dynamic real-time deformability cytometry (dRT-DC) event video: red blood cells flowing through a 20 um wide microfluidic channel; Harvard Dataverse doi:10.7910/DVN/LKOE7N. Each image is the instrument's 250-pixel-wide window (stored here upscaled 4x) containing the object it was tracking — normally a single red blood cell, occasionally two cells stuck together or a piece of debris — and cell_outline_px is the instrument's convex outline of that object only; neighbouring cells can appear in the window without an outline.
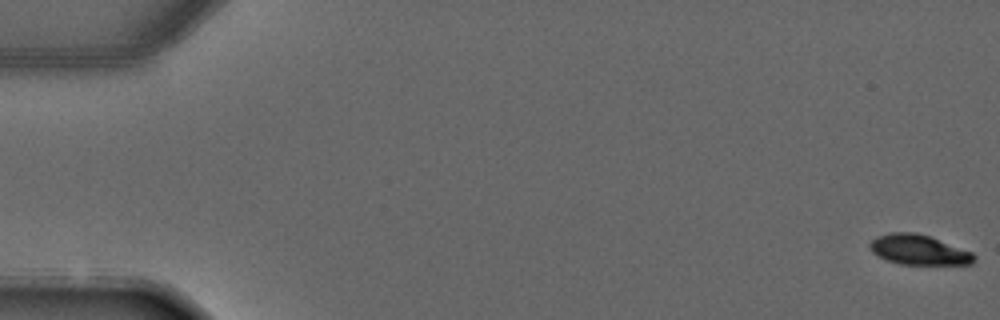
{"species": "common noctule bat (a hibernating species)", "species_latin": "Nyctalus noctula", "temperature_condition": "warm", "stored_images_in_passage": 4, "camera_frame_rate_fps": 3000, "um_per_image_px": 0.085, "animal": {"sex": "male", "forearm_length_mm": 52.5}, "frame": {"image": 1, "passage_image": 1, "time_ms": 0.0, "image_size_px": [1000, 320], "cell_outline_px": [[976, 260], [972, 264], [900, 264], [888, 260], [872, 252], [868, 244], [876, 236], [892, 232], [916, 232], [928, 236], [972, 252], [976, 256]], "centroid_in_image_um": [78.09, 21.23], "position_along_channel_um": 6.9, "area_um2": 18.03}}
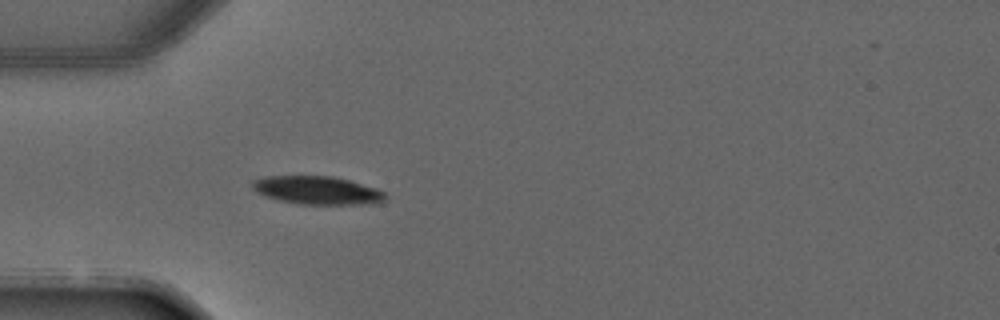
{"frame": {"image": 2, "passage_image": 4, "time_ms": 4.333, "image_size_px": [1000, 320], "cell_outline_px": [[388, 200], [380, 204], [300, 204], [280, 200], [264, 196], [256, 192], [252, 188], [252, 180], [264, 176], [332, 176], [348, 180], [376, 188], [384, 192], [388, 196]], "centroid_in_image_um": [27.0, 16.18], "position_along_channel_um": 58.0, "area_um2": 22.08}}